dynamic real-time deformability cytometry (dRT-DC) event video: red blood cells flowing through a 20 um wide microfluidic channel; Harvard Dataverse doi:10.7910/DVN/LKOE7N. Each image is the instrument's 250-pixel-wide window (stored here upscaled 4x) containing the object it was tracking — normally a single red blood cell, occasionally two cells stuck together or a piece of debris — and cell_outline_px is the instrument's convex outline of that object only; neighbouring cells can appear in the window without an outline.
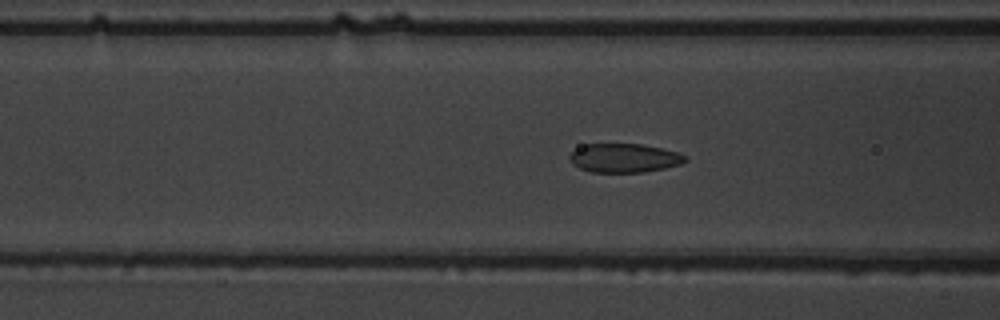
{"species": "common noctule bat (a hibernating species)", "species_latin": "Nyctalus noctula", "temperature_condition": "warm", "stored_images_in_passage": 40, "camera_frame_rate_fps": 3000, "um_per_image_px": 0.085, "animal": {"sex": "male", "body_mass_g": 19.5, "forearm_length_mm": 54.6}, "frame": {"image": 1, "passage_image": 8, "time_ms": 2.333, "image_size_px": [1000, 320], "cell_outline_px": [[688, 160], [680, 164], [664, 168], [644, 172], [592, 172], [580, 168], [572, 164], [568, 156], [576, 148], [584, 144], [640, 144], [660, 148], [676, 152], [688, 156]], "centroid_in_image_um": [53.04, 13.43], "position_along_channel_um": 113.6, "area_um2": 19.42}}
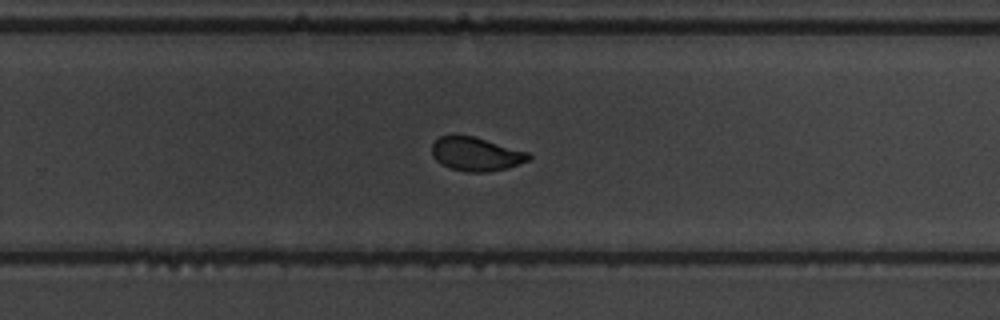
{"frame": {"image": 2, "passage_image": 22, "time_ms": 7.0, "image_size_px": [1000, 320], "cell_outline_px": [[532, 156], [528, 160], [508, 168], [488, 172], [468, 172], [448, 168], [436, 160], [432, 156], [432, 144], [440, 136], [476, 136], [528, 152]], "centroid_in_image_um": [40.46, 13.1], "position_along_channel_um": 289.3, "area_um2": 19.02}}
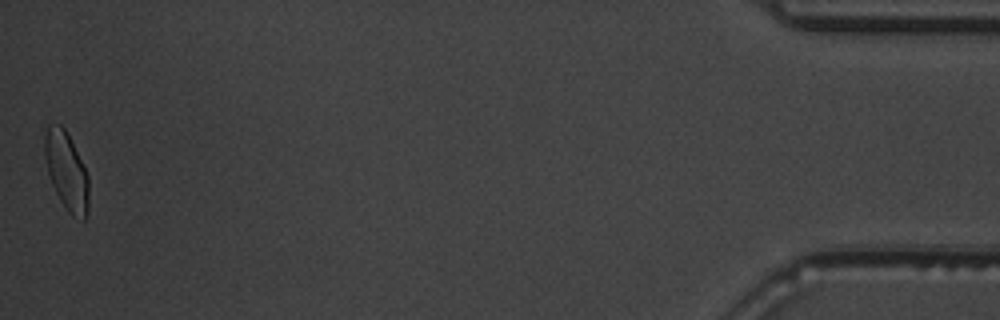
{"frame": {"image": 3, "passage_image": 40, "time_ms": 13.0, "image_size_px": [1000, 320], "cell_outline_px": [[88, 212], [84, 220], [72, 216], [68, 212], [60, 200], [52, 184], [48, 172], [44, 152], [44, 136], [48, 124], [60, 124], [64, 128], [88, 176]], "centroid_in_image_um": [5.64, 14.56], "position_along_channel_um": 429.6, "area_um2": 19.65}, "authors_computed_cell_mechanics": {"area_um2": 19.7965, "velocity_mm_per_s": 3.776, "shape_relaxation_time_tau1_ms": 5.866, "shape_relaxation_time_tau2_ms": 0.7275, "deformation_change_tau1": 0.1683, "deformation_change_tau2": 0.0474}}